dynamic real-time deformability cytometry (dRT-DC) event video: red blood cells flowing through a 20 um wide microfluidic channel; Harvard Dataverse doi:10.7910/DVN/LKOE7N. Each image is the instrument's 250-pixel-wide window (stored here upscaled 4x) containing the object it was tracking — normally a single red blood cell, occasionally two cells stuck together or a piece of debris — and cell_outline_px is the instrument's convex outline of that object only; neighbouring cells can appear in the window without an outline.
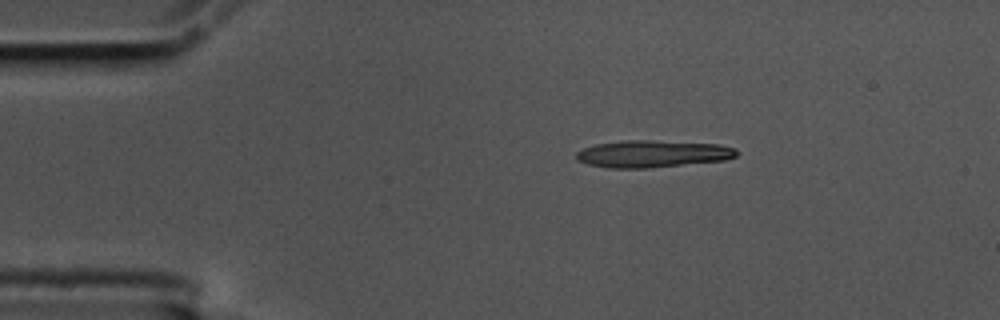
{"species": "common noctule bat (a hibernating species)", "species_latin": "Nyctalus noctula", "temperature_condition": "cold", "stored_images_in_passage": 3, "camera_frame_rate_fps": 3000, "um_per_image_px": 0.085, "animal": {"sex": "male", "body_mass_g": 17.5, "forearm_length_mm": 52.3}, "frame": {"image": 1, "passage_image": 1, "time_ms": 0.0, "image_size_px": [1000, 320], "cell_outline_px": [[740, 152], [736, 156], [724, 160], [648, 168], [608, 168], [588, 164], [576, 160], [576, 152], [584, 148], [596, 144], [620, 140], [652, 140], [720, 144], [736, 148]], "centroid_in_image_um": [55.47, 13.07], "position_along_channel_um": 29.5, "area_um2": 25.49}}